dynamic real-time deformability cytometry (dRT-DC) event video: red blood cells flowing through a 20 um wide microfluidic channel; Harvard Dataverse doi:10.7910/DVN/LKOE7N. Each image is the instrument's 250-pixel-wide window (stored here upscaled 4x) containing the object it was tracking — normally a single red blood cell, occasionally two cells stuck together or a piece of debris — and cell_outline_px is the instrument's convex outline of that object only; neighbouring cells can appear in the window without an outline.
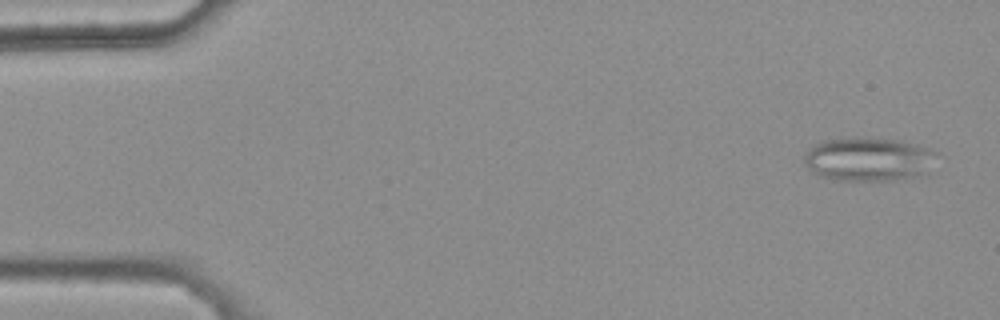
{"species": "common noctule bat (a hibernating species)", "species_latin": "Nyctalus noctula", "temperature_condition": "warm", "stored_images_in_passage": 47, "camera_frame_rate_fps": 3000, "um_per_image_px": 0.085, "animal": {"sex": "female", "body_mass_g": 25.1}, "frame": {"image": 1, "passage_image": 3, "time_ms": 0.667, "image_size_px": [1000, 320], "cell_outline_px": [[936, 152], [928, 176], [896, 180], [832, 180], [820, 176], [812, 172], [804, 164], [804, 152], [808, 148], [824, 140], [856, 136], [900, 140], [916, 144], [928, 148]], "centroid_in_image_um": [73.83, 13.54], "position_along_channel_um": 11.2, "area_um2": 34.56}}
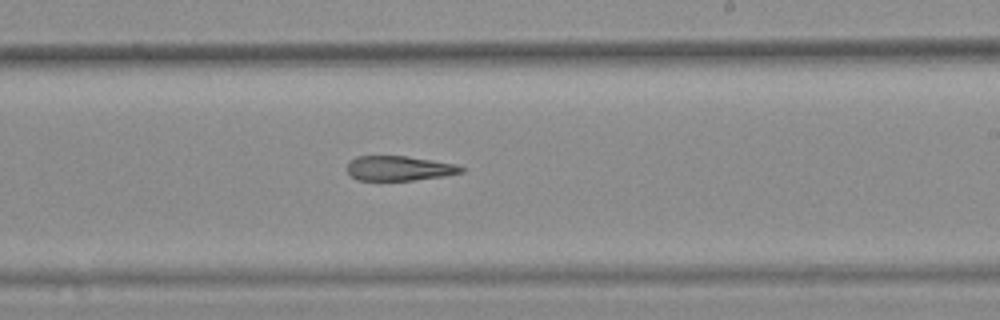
{"frame": {"image": 2, "passage_image": 32, "time_ms": 10.333, "image_size_px": [1000, 320], "cell_outline_px": [[468, 168], [464, 172], [444, 176], [412, 180], [356, 180], [348, 172], [348, 164], [356, 156], [408, 156], [456, 164]], "centroid_in_image_um": [33.99, 14.3], "position_along_channel_um": 255.0, "area_um2": 16.47}}
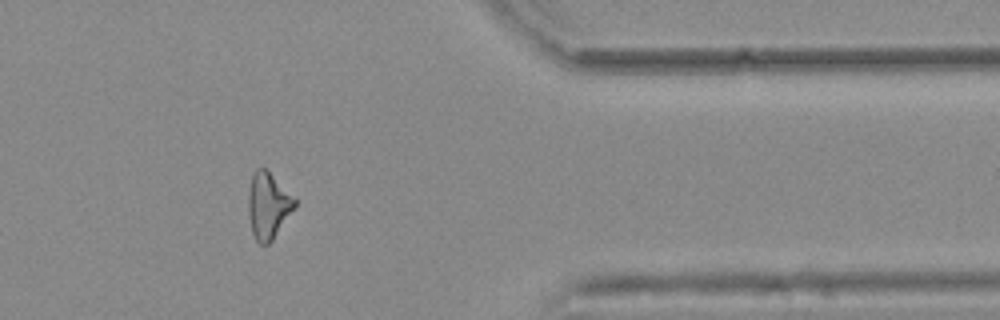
{"frame": {"image": 3, "passage_image": 44, "time_ms": 14.333, "image_size_px": [1000, 320], "cell_outline_px": [[296, 204], [272, 240], [268, 244], [260, 244], [256, 240], [252, 232], [248, 216], [248, 196], [252, 172], [256, 168], [264, 168], [296, 200]], "centroid_in_image_um": [22.74, 17.48], "position_along_channel_um": 388.7, "area_um2": 17.4}}